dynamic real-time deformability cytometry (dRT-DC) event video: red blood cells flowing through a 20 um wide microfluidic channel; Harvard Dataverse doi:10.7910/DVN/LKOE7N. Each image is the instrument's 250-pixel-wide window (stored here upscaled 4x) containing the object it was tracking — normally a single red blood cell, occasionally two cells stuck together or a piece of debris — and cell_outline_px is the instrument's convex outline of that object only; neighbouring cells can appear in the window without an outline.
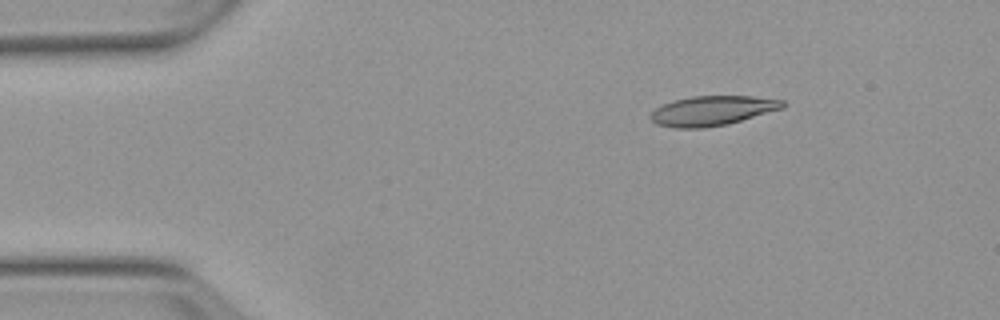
{"species": "Egyptian fruit bat (a non-hibernating species)", "species_latin": "Rousettus aegyptiacus", "temperature_condition": "warm", "stored_images_in_passage": 5, "camera_frame_rate_fps": 3000, "um_per_image_px": 0.085, "animal": {"sex": "female"}, "frame": {"image": 1, "passage_image": 3, "time_ms": 2.333, "image_size_px": [1000, 320], "cell_outline_px": [[784, 108], [728, 124], [704, 128], [676, 128], [656, 124], [648, 116], [656, 108], [664, 104], [676, 100], [692, 96], [752, 96], [784, 100]], "centroid_in_image_um": [60.55, 9.41], "position_along_channel_um": 24.4, "area_um2": 22.77}}